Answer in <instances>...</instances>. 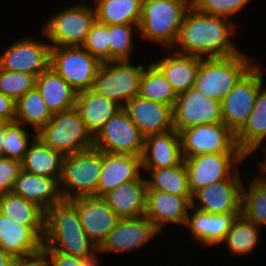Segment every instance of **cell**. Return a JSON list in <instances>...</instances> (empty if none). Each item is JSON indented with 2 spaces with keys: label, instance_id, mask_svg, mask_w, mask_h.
<instances>
[{
  "label": "cell",
  "instance_id": "2",
  "mask_svg": "<svg viewBox=\"0 0 266 266\" xmlns=\"http://www.w3.org/2000/svg\"><path fill=\"white\" fill-rule=\"evenodd\" d=\"M42 249H55L83 259L98 258L94 244L80 222L76 207L69 200L54 204L45 212Z\"/></svg>",
  "mask_w": 266,
  "mask_h": 266
},
{
  "label": "cell",
  "instance_id": "1",
  "mask_svg": "<svg viewBox=\"0 0 266 266\" xmlns=\"http://www.w3.org/2000/svg\"><path fill=\"white\" fill-rule=\"evenodd\" d=\"M236 26L234 21L227 18L205 14L194 7H189L184 14L173 49L181 54L201 58H220L239 54L236 42L231 37L236 35Z\"/></svg>",
  "mask_w": 266,
  "mask_h": 266
},
{
  "label": "cell",
  "instance_id": "33",
  "mask_svg": "<svg viewBox=\"0 0 266 266\" xmlns=\"http://www.w3.org/2000/svg\"><path fill=\"white\" fill-rule=\"evenodd\" d=\"M53 114L39 91L34 87L15 102V122L31 126L36 133L46 126Z\"/></svg>",
  "mask_w": 266,
  "mask_h": 266
},
{
  "label": "cell",
  "instance_id": "49",
  "mask_svg": "<svg viewBox=\"0 0 266 266\" xmlns=\"http://www.w3.org/2000/svg\"><path fill=\"white\" fill-rule=\"evenodd\" d=\"M13 257L0 248V266H11Z\"/></svg>",
  "mask_w": 266,
  "mask_h": 266
},
{
  "label": "cell",
  "instance_id": "30",
  "mask_svg": "<svg viewBox=\"0 0 266 266\" xmlns=\"http://www.w3.org/2000/svg\"><path fill=\"white\" fill-rule=\"evenodd\" d=\"M266 141V87L257 93L254 108L244 127L236 134L240 151L248 158ZM264 147L265 144H264Z\"/></svg>",
  "mask_w": 266,
  "mask_h": 266
},
{
  "label": "cell",
  "instance_id": "20",
  "mask_svg": "<svg viewBox=\"0 0 266 266\" xmlns=\"http://www.w3.org/2000/svg\"><path fill=\"white\" fill-rule=\"evenodd\" d=\"M239 215L241 212L211 214L191 207L185 227L193 241L209 249L222 244Z\"/></svg>",
  "mask_w": 266,
  "mask_h": 266
},
{
  "label": "cell",
  "instance_id": "25",
  "mask_svg": "<svg viewBox=\"0 0 266 266\" xmlns=\"http://www.w3.org/2000/svg\"><path fill=\"white\" fill-rule=\"evenodd\" d=\"M170 55L160 57L152 62L171 84L176 95L182 94L194 87L195 78L201 57L181 54L171 48Z\"/></svg>",
  "mask_w": 266,
  "mask_h": 266
},
{
  "label": "cell",
  "instance_id": "9",
  "mask_svg": "<svg viewBox=\"0 0 266 266\" xmlns=\"http://www.w3.org/2000/svg\"><path fill=\"white\" fill-rule=\"evenodd\" d=\"M261 66L255 63L226 97L221 100L223 123L235 135L246 124L248 117L253 111L257 93L264 86L263 71H266V68Z\"/></svg>",
  "mask_w": 266,
  "mask_h": 266
},
{
  "label": "cell",
  "instance_id": "46",
  "mask_svg": "<svg viewBox=\"0 0 266 266\" xmlns=\"http://www.w3.org/2000/svg\"><path fill=\"white\" fill-rule=\"evenodd\" d=\"M0 122H15V101L0 92Z\"/></svg>",
  "mask_w": 266,
  "mask_h": 266
},
{
  "label": "cell",
  "instance_id": "47",
  "mask_svg": "<svg viewBox=\"0 0 266 266\" xmlns=\"http://www.w3.org/2000/svg\"><path fill=\"white\" fill-rule=\"evenodd\" d=\"M11 266H48L43 251L21 258H14Z\"/></svg>",
  "mask_w": 266,
  "mask_h": 266
},
{
  "label": "cell",
  "instance_id": "31",
  "mask_svg": "<svg viewBox=\"0 0 266 266\" xmlns=\"http://www.w3.org/2000/svg\"><path fill=\"white\" fill-rule=\"evenodd\" d=\"M63 155L45 145L37 136L29 144L22 161V170L41 176L61 177Z\"/></svg>",
  "mask_w": 266,
  "mask_h": 266
},
{
  "label": "cell",
  "instance_id": "17",
  "mask_svg": "<svg viewBox=\"0 0 266 266\" xmlns=\"http://www.w3.org/2000/svg\"><path fill=\"white\" fill-rule=\"evenodd\" d=\"M69 201L76 207L87 236L99 248L121 218L102 197H76Z\"/></svg>",
  "mask_w": 266,
  "mask_h": 266
},
{
  "label": "cell",
  "instance_id": "42",
  "mask_svg": "<svg viewBox=\"0 0 266 266\" xmlns=\"http://www.w3.org/2000/svg\"><path fill=\"white\" fill-rule=\"evenodd\" d=\"M35 77L24 72H10L0 67V92L15 102L35 87Z\"/></svg>",
  "mask_w": 266,
  "mask_h": 266
},
{
  "label": "cell",
  "instance_id": "48",
  "mask_svg": "<svg viewBox=\"0 0 266 266\" xmlns=\"http://www.w3.org/2000/svg\"><path fill=\"white\" fill-rule=\"evenodd\" d=\"M260 148H262L261 149V151L262 152H264V154H265V157L263 156V160L264 161H262V160H260L259 162H260V164L257 162V164H258V166H259V175H257L263 182H265L266 183V147H260ZM262 161V162H261Z\"/></svg>",
  "mask_w": 266,
  "mask_h": 266
},
{
  "label": "cell",
  "instance_id": "21",
  "mask_svg": "<svg viewBox=\"0 0 266 266\" xmlns=\"http://www.w3.org/2000/svg\"><path fill=\"white\" fill-rule=\"evenodd\" d=\"M124 111L144 137L174 130L172 107L135 96L124 106Z\"/></svg>",
  "mask_w": 266,
  "mask_h": 266
},
{
  "label": "cell",
  "instance_id": "3",
  "mask_svg": "<svg viewBox=\"0 0 266 266\" xmlns=\"http://www.w3.org/2000/svg\"><path fill=\"white\" fill-rule=\"evenodd\" d=\"M254 65L242 52L229 57L202 58L193 88L221 101Z\"/></svg>",
  "mask_w": 266,
  "mask_h": 266
},
{
  "label": "cell",
  "instance_id": "22",
  "mask_svg": "<svg viewBox=\"0 0 266 266\" xmlns=\"http://www.w3.org/2000/svg\"><path fill=\"white\" fill-rule=\"evenodd\" d=\"M45 226H23L0 213V248L13 258L42 250Z\"/></svg>",
  "mask_w": 266,
  "mask_h": 266
},
{
  "label": "cell",
  "instance_id": "51",
  "mask_svg": "<svg viewBox=\"0 0 266 266\" xmlns=\"http://www.w3.org/2000/svg\"><path fill=\"white\" fill-rule=\"evenodd\" d=\"M177 1L185 3L188 7H193L194 4V0H177Z\"/></svg>",
  "mask_w": 266,
  "mask_h": 266
},
{
  "label": "cell",
  "instance_id": "38",
  "mask_svg": "<svg viewBox=\"0 0 266 266\" xmlns=\"http://www.w3.org/2000/svg\"><path fill=\"white\" fill-rule=\"evenodd\" d=\"M247 180L242 186L241 214L261 227L266 225V183L257 175Z\"/></svg>",
  "mask_w": 266,
  "mask_h": 266
},
{
  "label": "cell",
  "instance_id": "8",
  "mask_svg": "<svg viewBox=\"0 0 266 266\" xmlns=\"http://www.w3.org/2000/svg\"><path fill=\"white\" fill-rule=\"evenodd\" d=\"M130 61L102 63L91 90L122 107L139 94L140 80L145 65H132Z\"/></svg>",
  "mask_w": 266,
  "mask_h": 266
},
{
  "label": "cell",
  "instance_id": "11",
  "mask_svg": "<svg viewBox=\"0 0 266 266\" xmlns=\"http://www.w3.org/2000/svg\"><path fill=\"white\" fill-rule=\"evenodd\" d=\"M247 159L243 153H208L185 158L192 195L211 184L228 179Z\"/></svg>",
  "mask_w": 266,
  "mask_h": 266
},
{
  "label": "cell",
  "instance_id": "5",
  "mask_svg": "<svg viewBox=\"0 0 266 266\" xmlns=\"http://www.w3.org/2000/svg\"><path fill=\"white\" fill-rule=\"evenodd\" d=\"M101 170L102 151L95 147L65 155L59 180L62 199L97 196Z\"/></svg>",
  "mask_w": 266,
  "mask_h": 266
},
{
  "label": "cell",
  "instance_id": "50",
  "mask_svg": "<svg viewBox=\"0 0 266 266\" xmlns=\"http://www.w3.org/2000/svg\"><path fill=\"white\" fill-rule=\"evenodd\" d=\"M5 136V123L0 124V156H3V141Z\"/></svg>",
  "mask_w": 266,
  "mask_h": 266
},
{
  "label": "cell",
  "instance_id": "27",
  "mask_svg": "<svg viewBox=\"0 0 266 266\" xmlns=\"http://www.w3.org/2000/svg\"><path fill=\"white\" fill-rule=\"evenodd\" d=\"M12 192L37 204L45 212L63 200L59 182L55 178L35 175L24 170L16 179Z\"/></svg>",
  "mask_w": 266,
  "mask_h": 266
},
{
  "label": "cell",
  "instance_id": "18",
  "mask_svg": "<svg viewBox=\"0 0 266 266\" xmlns=\"http://www.w3.org/2000/svg\"><path fill=\"white\" fill-rule=\"evenodd\" d=\"M193 196H179L158 190L146 191L145 215L160 234L163 227L174 224L185 227Z\"/></svg>",
  "mask_w": 266,
  "mask_h": 266
},
{
  "label": "cell",
  "instance_id": "12",
  "mask_svg": "<svg viewBox=\"0 0 266 266\" xmlns=\"http://www.w3.org/2000/svg\"><path fill=\"white\" fill-rule=\"evenodd\" d=\"M93 147L112 154L142 156L144 136L121 109L93 137Z\"/></svg>",
  "mask_w": 266,
  "mask_h": 266
},
{
  "label": "cell",
  "instance_id": "39",
  "mask_svg": "<svg viewBox=\"0 0 266 266\" xmlns=\"http://www.w3.org/2000/svg\"><path fill=\"white\" fill-rule=\"evenodd\" d=\"M29 135L23 124L17 122L5 123L3 157L22 162L29 144L36 137V132L33 131L31 137Z\"/></svg>",
  "mask_w": 266,
  "mask_h": 266
},
{
  "label": "cell",
  "instance_id": "4",
  "mask_svg": "<svg viewBox=\"0 0 266 266\" xmlns=\"http://www.w3.org/2000/svg\"><path fill=\"white\" fill-rule=\"evenodd\" d=\"M189 7L177 0H142L139 32L142 39L172 49L177 42L183 17Z\"/></svg>",
  "mask_w": 266,
  "mask_h": 266
},
{
  "label": "cell",
  "instance_id": "29",
  "mask_svg": "<svg viewBox=\"0 0 266 266\" xmlns=\"http://www.w3.org/2000/svg\"><path fill=\"white\" fill-rule=\"evenodd\" d=\"M35 87L52 114L67 111L76 105L78 92L50 67L36 77Z\"/></svg>",
  "mask_w": 266,
  "mask_h": 266
},
{
  "label": "cell",
  "instance_id": "45",
  "mask_svg": "<svg viewBox=\"0 0 266 266\" xmlns=\"http://www.w3.org/2000/svg\"><path fill=\"white\" fill-rule=\"evenodd\" d=\"M48 266H98L99 259H83L55 249H42ZM49 258H48V257Z\"/></svg>",
  "mask_w": 266,
  "mask_h": 266
},
{
  "label": "cell",
  "instance_id": "19",
  "mask_svg": "<svg viewBox=\"0 0 266 266\" xmlns=\"http://www.w3.org/2000/svg\"><path fill=\"white\" fill-rule=\"evenodd\" d=\"M160 235L152 222L146 217L120 219L99 247L100 253L132 252Z\"/></svg>",
  "mask_w": 266,
  "mask_h": 266
},
{
  "label": "cell",
  "instance_id": "28",
  "mask_svg": "<svg viewBox=\"0 0 266 266\" xmlns=\"http://www.w3.org/2000/svg\"><path fill=\"white\" fill-rule=\"evenodd\" d=\"M75 108L93 137L114 115L123 109L118 103L91 89L77 93Z\"/></svg>",
  "mask_w": 266,
  "mask_h": 266
},
{
  "label": "cell",
  "instance_id": "41",
  "mask_svg": "<svg viewBox=\"0 0 266 266\" xmlns=\"http://www.w3.org/2000/svg\"><path fill=\"white\" fill-rule=\"evenodd\" d=\"M82 47L101 63L110 62V25L96 20Z\"/></svg>",
  "mask_w": 266,
  "mask_h": 266
},
{
  "label": "cell",
  "instance_id": "14",
  "mask_svg": "<svg viewBox=\"0 0 266 266\" xmlns=\"http://www.w3.org/2000/svg\"><path fill=\"white\" fill-rule=\"evenodd\" d=\"M172 113L173 127L178 133L201 124L223 123L221 101L210 99L195 88L177 95Z\"/></svg>",
  "mask_w": 266,
  "mask_h": 266
},
{
  "label": "cell",
  "instance_id": "35",
  "mask_svg": "<svg viewBox=\"0 0 266 266\" xmlns=\"http://www.w3.org/2000/svg\"><path fill=\"white\" fill-rule=\"evenodd\" d=\"M143 170L150 174H148V178L146 177L147 190H158L179 196H193L189 189L184 161L169 168Z\"/></svg>",
  "mask_w": 266,
  "mask_h": 266
},
{
  "label": "cell",
  "instance_id": "36",
  "mask_svg": "<svg viewBox=\"0 0 266 266\" xmlns=\"http://www.w3.org/2000/svg\"><path fill=\"white\" fill-rule=\"evenodd\" d=\"M258 227L260 226L247 220L242 214L239 215L222 242L228 247L229 254L243 256L257 251L255 247L259 245L261 238V229Z\"/></svg>",
  "mask_w": 266,
  "mask_h": 266
},
{
  "label": "cell",
  "instance_id": "40",
  "mask_svg": "<svg viewBox=\"0 0 266 266\" xmlns=\"http://www.w3.org/2000/svg\"><path fill=\"white\" fill-rule=\"evenodd\" d=\"M135 29V30H134ZM139 31V25H110V62L132 61L130 54L134 50L133 35Z\"/></svg>",
  "mask_w": 266,
  "mask_h": 266
},
{
  "label": "cell",
  "instance_id": "10",
  "mask_svg": "<svg viewBox=\"0 0 266 266\" xmlns=\"http://www.w3.org/2000/svg\"><path fill=\"white\" fill-rule=\"evenodd\" d=\"M101 64L82 46L51 47L50 68L77 92L92 88Z\"/></svg>",
  "mask_w": 266,
  "mask_h": 266
},
{
  "label": "cell",
  "instance_id": "34",
  "mask_svg": "<svg viewBox=\"0 0 266 266\" xmlns=\"http://www.w3.org/2000/svg\"><path fill=\"white\" fill-rule=\"evenodd\" d=\"M0 213L19 225L45 226V211L13 192L0 195Z\"/></svg>",
  "mask_w": 266,
  "mask_h": 266
},
{
  "label": "cell",
  "instance_id": "6",
  "mask_svg": "<svg viewBox=\"0 0 266 266\" xmlns=\"http://www.w3.org/2000/svg\"><path fill=\"white\" fill-rule=\"evenodd\" d=\"M86 0L53 14L41 32L50 41L51 47L82 46L93 24L96 22L94 7H89Z\"/></svg>",
  "mask_w": 266,
  "mask_h": 266
},
{
  "label": "cell",
  "instance_id": "43",
  "mask_svg": "<svg viewBox=\"0 0 266 266\" xmlns=\"http://www.w3.org/2000/svg\"><path fill=\"white\" fill-rule=\"evenodd\" d=\"M251 0H194L193 7L199 12L212 16L230 17L243 11Z\"/></svg>",
  "mask_w": 266,
  "mask_h": 266
},
{
  "label": "cell",
  "instance_id": "7",
  "mask_svg": "<svg viewBox=\"0 0 266 266\" xmlns=\"http://www.w3.org/2000/svg\"><path fill=\"white\" fill-rule=\"evenodd\" d=\"M36 136L51 149L63 156L93 147V136L86 129L77 109L54 113L49 123Z\"/></svg>",
  "mask_w": 266,
  "mask_h": 266
},
{
  "label": "cell",
  "instance_id": "37",
  "mask_svg": "<svg viewBox=\"0 0 266 266\" xmlns=\"http://www.w3.org/2000/svg\"><path fill=\"white\" fill-rule=\"evenodd\" d=\"M138 96L172 108L177 98L171 84L152 61L142 71Z\"/></svg>",
  "mask_w": 266,
  "mask_h": 266
},
{
  "label": "cell",
  "instance_id": "16",
  "mask_svg": "<svg viewBox=\"0 0 266 266\" xmlns=\"http://www.w3.org/2000/svg\"><path fill=\"white\" fill-rule=\"evenodd\" d=\"M239 168L226 180L200 189L193 195L192 207L211 214L241 212L242 186Z\"/></svg>",
  "mask_w": 266,
  "mask_h": 266
},
{
  "label": "cell",
  "instance_id": "44",
  "mask_svg": "<svg viewBox=\"0 0 266 266\" xmlns=\"http://www.w3.org/2000/svg\"><path fill=\"white\" fill-rule=\"evenodd\" d=\"M21 171L22 162L0 156V195L12 192Z\"/></svg>",
  "mask_w": 266,
  "mask_h": 266
},
{
  "label": "cell",
  "instance_id": "24",
  "mask_svg": "<svg viewBox=\"0 0 266 266\" xmlns=\"http://www.w3.org/2000/svg\"><path fill=\"white\" fill-rule=\"evenodd\" d=\"M141 157L143 169H163L181 164L184 158L179 133L174 129L144 137Z\"/></svg>",
  "mask_w": 266,
  "mask_h": 266
},
{
  "label": "cell",
  "instance_id": "32",
  "mask_svg": "<svg viewBox=\"0 0 266 266\" xmlns=\"http://www.w3.org/2000/svg\"><path fill=\"white\" fill-rule=\"evenodd\" d=\"M98 22L139 25L142 0H92Z\"/></svg>",
  "mask_w": 266,
  "mask_h": 266
},
{
  "label": "cell",
  "instance_id": "15",
  "mask_svg": "<svg viewBox=\"0 0 266 266\" xmlns=\"http://www.w3.org/2000/svg\"><path fill=\"white\" fill-rule=\"evenodd\" d=\"M0 54V67L10 72H24L35 78L50 67L51 46L31 37L20 38Z\"/></svg>",
  "mask_w": 266,
  "mask_h": 266
},
{
  "label": "cell",
  "instance_id": "26",
  "mask_svg": "<svg viewBox=\"0 0 266 266\" xmlns=\"http://www.w3.org/2000/svg\"><path fill=\"white\" fill-rule=\"evenodd\" d=\"M146 177L124 183L104 194L113 211L121 218H139L146 210Z\"/></svg>",
  "mask_w": 266,
  "mask_h": 266
},
{
  "label": "cell",
  "instance_id": "13",
  "mask_svg": "<svg viewBox=\"0 0 266 266\" xmlns=\"http://www.w3.org/2000/svg\"><path fill=\"white\" fill-rule=\"evenodd\" d=\"M183 158L208 153H242L236 135L224 124H201L179 132Z\"/></svg>",
  "mask_w": 266,
  "mask_h": 266
},
{
  "label": "cell",
  "instance_id": "23",
  "mask_svg": "<svg viewBox=\"0 0 266 266\" xmlns=\"http://www.w3.org/2000/svg\"><path fill=\"white\" fill-rule=\"evenodd\" d=\"M142 157L137 155H119L102 151V170L97 187V197L118 186L139 179L142 170Z\"/></svg>",
  "mask_w": 266,
  "mask_h": 266
}]
</instances>
